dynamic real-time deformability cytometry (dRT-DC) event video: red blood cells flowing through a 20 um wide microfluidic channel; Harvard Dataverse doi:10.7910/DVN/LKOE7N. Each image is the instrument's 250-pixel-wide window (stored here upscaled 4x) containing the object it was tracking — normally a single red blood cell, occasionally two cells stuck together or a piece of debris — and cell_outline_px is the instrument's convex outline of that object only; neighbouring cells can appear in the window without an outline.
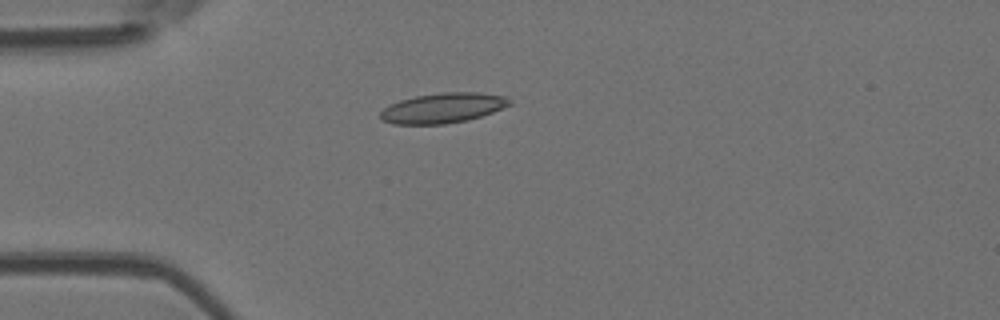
{"species": "Egyptian fruit bat (a non-hibernating species)", "species_latin": "Rousettus aegyptiacus", "temperature_condition": "room temperature", "stored_images_in_passage": 1, "camera_frame_rate_fps": 3000, "um_per_image_px": 0.085, "animal": {"sex": "female"}, "frame": {"image": 1, "passage_image": 1, "time_ms": 0.0, "image_size_px": [1000, 320], "cell_outline_px": [[512, 104], [492, 112], [468, 120], [444, 124], [392, 124], [380, 120], [380, 112], [384, 108], [400, 100], [416, 96], [440, 92], [480, 92], [508, 96], [512, 100]], "centroid_in_image_um": [37.67, 9.17], "position_along_channel_um": 47.3, "area_um2": 22.77}}